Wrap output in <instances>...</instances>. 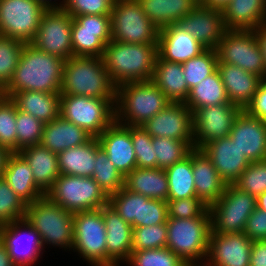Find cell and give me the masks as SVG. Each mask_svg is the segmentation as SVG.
<instances>
[{
	"instance_id": "obj_1",
	"label": "cell",
	"mask_w": 266,
	"mask_h": 266,
	"mask_svg": "<svg viewBox=\"0 0 266 266\" xmlns=\"http://www.w3.org/2000/svg\"><path fill=\"white\" fill-rule=\"evenodd\" d=\"M64 61L25 43L18 66L0 94L10 98L21 91L60 93Z\"/></svg>"
},
{
	"instance_id": "obj_2",
	"label": "cell",
	"mask_w": 266,
	"mask_h": 266,
	"mask_svg": "<svg viewBox=\"0 0 266 266\" xmlns=\"http://www.w3.org/2000/svg\"><path fill=\"white\" fill-rule=\"evenodd\" d=\"M158 57L157 44L111 40L102 56L110 80L117 87L126 82L151 81Z\"/></svg>"
},
{
	"instance_id": "obj_3",
	"label": "cell",
	"mask_w": 266,
	"mask_h": 266,
	"mask_svg": "<svg viewBox=\"0 0 266 266\" xmlns=\"http://www.w3.org/2000/svg\"><path fill=\"white\" fill-rule=\"evenodd\" d=\"M60 94L116 99V86L102 57L72 56L64 61Z\"/></svg>"
},
{
	"instance_id": "obj_4",
	"label": "cell",
	"mask_w": 266,
	"mask_h": 266,
	"mask_svg": "<svg viewBox=\"0 0 266 266\" xmlns=\"http://www.w3.org/2000/svg\"><path fill=\"white\" fill-rule=\"evenodd\" d=\"M172 101L152 81L126 82L116 87V122L142 126Z\"/></svg>"
},
{
	"instance_id": "obj_5",
	"label": "cell",
	"mask_w": 266,
	"mask_h": 266,
	"mask_svg": "<svg viewBox=\"0 0 266 266\" xmlns=\"http://www.w3.org/2000/svg\"><path fill=\"white\" fill-rule=\"evenodd\" d=\"M166 225V247L187 265L202 266L207 257L208 242L212 231L209 208L200 217L168 218Z\"/></svg>"
},
{
	"instance_id": "obj_6",
	"label": "cell",
	"mask_w": 266,
	"mask_h": 266,
	"mask_svg": "<svg viewBox=\"0 0 266 266\" xmlns=\"http://www.w3.org/2000/svg\"><path fill=\"white\" fill-rule=\"evenodd\" d=\"M73 216L45 195L26 205L24 218L40 234L44 250L50 245L72 251Z\"/></svg>"
},
{
	"instance_id": "obj_7",
	"label": "cell",
	"mask_w": 266,
	"mask_h": 266,
	"mask_svg": "<svg viewBox=\"0 0 266 266\" xmlns=\"http://www.w3.org/2000/svg\"><path fill=\"white\" fill-rule=\"evenodd\" d=\"M116 99L61 94L60 116L98 137L116 121Z\"/></svg>"
},
{
	"instance_id": "obj_8",
	"label": "cell",
	"mask_w": 266,
	"mask_h": 266,
	"mask_svg": "<svg viewBox=\"0 0 266 266\" xmlns=\"http://www.w3.org/2000/svg\"><path fill=\"white\" fill-rule=\"evenodd\" d=\"M46 196L72 213L101 209L109 197L92 177L60 174Z\"/></svg>"
},
{
	"instance_id": "obj_9",
	"label": "cell",
	"mask_w": 266,
	"mask_h": 266,
	"mask_svg": "<svg viewBox=\"0 0 266 266\" xmlns=\"http://www.w3.org/2000/svg\"><path fill=\"white\" fill-rule=\"evenodd\" d=\"M73 252L92 266H108L106 228L101 209L74 213Z\"/></svg>"
},
{
	"instance_id": "obj_10",
	"label": "cell",
	"mask_w": 266,
	"mask_h": 266,
	"mask_svg": "<svg viewBox=\"0 0 266 266\" xmlns=\"http://www.w3.org/2000/svg\"><path fill=\"white\" fill-rule=\"evenodd\" d=\"M110 16L111 40L157 44L159 28L145 15L137 0H114Z\"/></svg>"
},
{
	"instance_id": "obj_11",
	"label": "cell",
	"mask_w": 266,
	"mask_h": 266,
	"mask_svg": "<svg viewBox=\"0 0 266 266\" xmlns=\"http://www.w3.org/2000/svg\"><path fill=\"white\" fill-rule=\"evenodd\" d=\"M257 208L256 197L227 184L222 196L209 207L211 233H242Z\"/></svg>"
},
{
	"instance_id": "obj_12",
	"label": "cell",
	"mask_w": 266,
	"mask_h": 266,
	"mask_svg": "<svg viewBox=\"0 0 266 266\" xmlns=\"http://www.w3.org/2000/svg\"><path fill=\"white\" fill-rule=\"evenodd\" d=\"M218 63H229L262 77L265 64L253 30L227 29L216 48Z\"/></svg>"
},
{
	"instance_id": "obj_13",
	"label": "cell",
	"mask_w": 266,
	"mask_h": 266,
	"mask_svg": "<svg viewBox=\"0 0 266 266\" xmlns=\"http://www.w3.org/2000/svg\"><path fill=\"white\" fill-rule=\"evenodd\" d=\"M44 12L34 0H0V35L31 43Z\"/></svg>"
},
{
	"instance_id": "obj_14",
	"label": "cell",
	"mask_w": 266,
	"mask_h": 266,
	"mask_svg": "<svg viewBox=\"0 0 266 266\" xmlns=\"http://www.w3.org/2000/svg\"><path fill=\"white\" fill-rule=\"evenodd\" d=\"M72 23L73 17L64 9L45 10L31 44L66 61L73 56Z\"/></svg>"
},
{
	"instance_id": "obj_15",
	"label": "cell",
	"mask_w": 266,
	"mask_h": 266,
	"mask_svg": "<svg viewBox=\"0 0 266 266\" xmlns=\"http://www.w3.org/2000/svg\"><path fill=\"white\" fill-rule=\"evenodd\" d=\"M241 110L239 106L231 103L196 109L193 112L194 148L202 149L211 141L228 137Z\"/></svg>"
},
{
	"instance_id": "obj_16",
	"label": "cell",
	"mask_w": 266,
	"mask_h": 266,
	"mask_svg": "<svg viewBox=\"0 0 266 266\" xmlns=\"http://www.w3.org/2000/svg\"><path fill=\"white\" fill-rule=\"evenodd\" d=\"M71 37L73 56L102 57L111 41V16H74Z\"/></svg>"
},
{
	"instance_id": "obj_17",
	"label": "cell",
	"mask_w": 266,
	"mask_h": 266,
	"mask_svg": "<svg viewBox=\"0 0 266 266\" xmlns=\"http://www.w3.org/2000/svg\"><path fill=\"white\" fill-rule=\"evenodd\" d=\"M0 241L15 266H33L43 255L40 234L25 218L0 226Z\"/></svg>"
},
{
	"instance_id": "obj_18",
	"label": "cell",
	"mask_w": 266,
	"mask_h": 266,
	"mask_svg": "<svg viewBox=\"0 0 266 266\" xmlns=\"http://www.w3.org/2000/svg\"><path fill=\"white\" fill-rule=\"evenodd\" d=\"M142 128L151 137L193 141V112L183 102H172Z\"/></svg>"
},
{
	"instance_id": "obj_19",
	"label": "cell",
	"mask_w": 266,
	"mask_h": 266,
	"mask_svg": "<svg viewBox=\"0 0 266 266\" xmlns=\"http://www.w3.org/2000/svg\"><path fill=\"white\" fill-rule=\"evenodd\" d=\"M253 241L244 233H211L202 266H249Z\"/></svg>"
},
{
	"instance_id": "obj_20",
	"label": "cell",
	"mask_w": 266,
	"mask_h": 266,
	"mask_svg": "<svg viewBox=\"0 0 266 266\" xmlns=\"http://www.w3.org/2000/svg\"><path fill=\"white\" fill-rule=\"evenodd\" d=\"M206 49L216 50L227 30L221 9L199 4L178 23Z\"/></svg>"
},
{
	"instance_id": "obj_21",
	"label": "cell",
	"mask_w": 266,
	"mask_h": 266,
	"mask_svg": "<svg viewBox=\"0 0 266 266\" xmlns=\"http://www.w3.org/2000/svg\"><path fill=\"white\" fill-rule=\"evenodd\" d=\"M229 137L250 162L266 159V126L245 109L237 115Z\"/></svg>"
},
{
	"instance_id": "obj_22",
	"label": "cell",
	"mask_w": 266,
	"mask_h": 266,
	"mask_svg": "<svg viewBox=\"0 0 266 266\" xmlns=\"http://www.w3.org/2000/svg\"><path fill=\"white\" fill-rule=\"evenodd\" d=\"M97 139L109 160L124 177L137 167L130 126L121 125L115 121Z\"/></svg>"
},
{
	"instance_id": "obj_23",
	"label": "cell",
	"mask_w": 266,
	"mask_h": 266,
	"mask_svg": "<svg viewBox=\"0 0 266 266\" xmlns=\"http://www.w3.org/2000/svg\"><path fill=\"white\" fill-rule=\"evenodd\" d=\"M157 45L159 58L176 63H184L206 49L178 23L159 29Z\"/></svg>"
},
{
	"instance_id": "obj_24",
	"label": "cell",
	"mask_w": 266,
	"mask_h": 266,
	"mask_svg": "<svg viewBox=\"0 0 266 266\" xmlns=\"http://www.w3.org/2000/svg\"><path fill=\"white\" fill-rule=\"evenodd\" d=\"M202 150L226 184H233L251 163L229 136L207 143Z\"/></svg>"
},
{
	"instance_id": "obj_25",
	"label": "cell",
	"mask_w": 266,
	"mask_h": 266,
	"mask_svg": "<svg viewBox=\"0 0 266 266\" xmlns=\"http://www.w3.org/2000/svg\"><path fill=\"white\" fill-rule=\"evenodd\" d=\"M102 215L106 228L108 266H120L133 251V227L108 204L102 207Z\"/></svg>"
},
{
	"instance_id": "obj_26",
	"label": "cell",
	"mask_w": 266,
	"mask_h": 266,
	"mask_svg": "<svg viewBox=\"0 0 266 266\" xmlns=\"http://www.w3.org/2000/svg\"><path fill=\"white\" fill-rule=\"evenodd\" d=\"M192 172L196 196L208 207L218 201L227 184L202 149H192Z\"/></svg>"
},
{
	"instance_id": "obj_27",
	"label": "cell",
	"mask_w": 266,
	"mask_h": 266,
	"mask_svg": "<svg viewBox=\"0 0 266 266\" xmlns=\"http://www.w3.org/2000/svg\"><path fill=\"white\" fill-rule=\"evenodd\" d=\"M217 70L229 102L246 109L261 84V77L229 63H218Z\"/></svg>"
},
{
	"instance_id": "obj_28",
	"label": "cell",
	"mask_w": 266,
	"mask_h": 266,
	"mask_svg": "<svg viewBox=\"0 0 266 266\" xmlns=\"http://www.w3.org/2000/svg\"><path fill=\"white\" fill-rule=\"evenodd\" d=\"M2 177L26 205L46 195L35 184L32 169L18 152L8 156Z\"/></svg>"
},
{
	"instance_id": "obj_29",
	"label": "cell",
	"mask_w": 266,
	"mask_h": 266,
	"mask_svg": "<svg viewBox=\"0 0 266 266\" xmlns=\"http://www.w3.org/2000/svg\"><path fill=\"white\" fill-rule=\"evenodd\" d=\"M92 136L83 128L58 116L51 122L45 123L40 144L53 153L77 147L88 142Z\"/></svg>"
},
{
	"instance_id": "obj_30",
	"label": "cell",
	"mask_w": 266,
	"mask_h": 266,
	"mask_svg": "<svg viewBox=\"0 0 266 266\" xmlns=\"http://www.w3.org/2000/svg\"><path fill=\"white\" fill-rule=\"evenodd\" d=\"M18 153L32 169L35 184L46 194L60 175L57 154L41 144L25 147Z\"/></svg>"
},
{
	"instance_id": "obj_31",
	"label": "cell",
	"mask_w": 266,
	"mask_h": 266,
	"mask_svg": "<svg viewBox=\"0 0 266 266\" xmlns=\"http://www.w3.org/2000/svg\"><path fill=\"white\" fill-rule=\"evenodd\" d=\"M222 12L226 29L253 30L266 23V0H231Z\"/></svg>"
},
{
	"instance_id": "obj_32",
	"label": "cell",
	"mask_w": 266,
	"mask_h": 266,
	"mask_svg": "<svg viewBox=\"0 0 266 266\" xmlns=\"http://www.w3.org/2000/svg\"><path fill=\"white\" fill-rule=\"evenodd\" d=\"M124 187L150 199H168L169 186L165 169L136 167L124 178Z\"/></svg>"
},
{
	"instance_id": "obj_33",
	"label": "cell",
	"mask_w": 266,
	"mask_h": 266,
	"mask_svg": "<svg viewBox=\"0 0 266 266\" xmlns=\"http://www.w3.org/2000/svg\"><path fill=\"white\" fill-rule=\"evenodd\" d=\"M10 98L18 110L32 115L44 124L60 115V93L21 91L14 93Z\"/></svg>"
},
{
	"instance_id": "obj_34",
	"label": "cell",
	"mask_w": 266,
	"mask_h": 266,
	"mask_svg": "<svg viewBox=\"0 0 266 266\" xmlns=\"http://www.w3.org/2000/svg\"><path fill=\"white\" fill-rule=\"evenodd\" d=\"M99 141L92 137L83 145L66 149L57 154L60 174L92 177Z\"/></svg>"
},
{
	"instance_id": "obj_35",
	"label": "cell",
	"mask_w": 266,
	"mask_h": 266,
	"mask_svg": "<svg viewBox=\"0 0 266 266\" xmlns=\"http://www.w3.org/2000/svg\"><path fill=\"white\" fill-rule=\"evenodd\" d=\"M172 102H185L189 88L184 78L182 63L157 57L151 80Z\"/></svg>"
},
{
	"instance_id": "obj_36",
	"label": "cell",
	"mask_w": 266,
	"mask_h": 266,
	"mask_svg": "<svg viewBox=\"0 0 266 266\" xmlns=\"http://www.w3.org/2000/svg\"><path fill=\"white\" fill-rule=\"evenodd\" d=\"M150 21L159 29L177 24L198 4L197 0H137Z\"/></svg>"
},
{
	"instance_id": "obj_37",
	"label": "cell",
	"mask_w": 266,
	"mask_h": 266,
	"mask_svg": "<svg viewBox=\"0 0 266 266\" xmlns=\"http://www.w3.org/2000/svg\"><path fill=\"white\" fill-rule=\"evenodd\" d=\"M223 103L230 102L218 70L202 79L195 87H192L184 102L192 112L198 108Z\"/></svg>"
},
{
	"instance_id": "obj_38",
	"label": "cell",
	"mask_w": 266,
	"mask_h": 266,
	"mask_svg": "<svg viewBox=\"0 0 266 266\" xmlns=\"http://www.w3.org/2000/svg\"><path fill=\"white\" fill-rule=\"evenodd\" d=\"M168 178V199L197 197L192 172V150L180 162L165 169Z\"/></svg>"
},
{
	"instance_id": "obj_39",
	"label": "cell",
	"mask_w": 266,
	"mask_h": 266,
	"mask_svg": "<svg viewBox=\"0 0 266 266\" xmlns=\"http://www.w3.org/2000/svg\"><path fill=\"white\" fill-rule=\"evenodd\" d=\"M152 146L157 160V168L167 169L187 157L194 148V143L193 141L152 137Z\"/></svg>"
},
{
	"instance_id": "obj_40",
	"label": "cell",
	"mask_w": 266,
	"mask_h": 266,
	"mask_svg": "<svg viewBox=\"0 0 266 266\" xmlns=\"http://www.w3.org/2000/svg\"><path fill=\"white\" fill-rule=\"evenodd\" d=\"M92 178L98 183L109 197L124 187V176L109 160L107 154L100 148L95 155Z\"/></svg>"
},
{
	"instance_id": "obj_41",
	"label": "cell",
	"mask_w": 266,
	"mask_h": 266,
	"mask_svg": "<svg viewBox=\"0 0 266 266\" xmlns=\"http://www.w3.org/2000/svg\"><path fill=\"white\" fill-rule=\"evenodd\" d=\"M108 205L112 207L119 216L131 224L132 227L140 226L142 211V195L129 191L125 187L117 193L109 196Z\"/></svg>"
},
{
	"instance_id": "obj_42",
	"label": "cell",
	"mask_w": 266,
	"mask_h": 266,
	"mask_svg": "<svg viewBox=\"0 0 266 266\" xmlns=\"http://www.w3.org/2000/svg\"><path fill=\"white\" fill-rule=\"evenodd\" d=\"M218 55L214 49H205L201 54L182 63L184 78L189 90L202 79L217 70Z\"/></svg>"
},
{
	"instance_id": "obj_43",
	"label": "cell",
	"mask_w": 266,
	"mask_h": 266,
	"mask_svg": "<svg viewBox=\"0 0 266 266\" xmlns=\"http://www.w3.org/2000/svg\"><path fill=\"white\" fill-rule=\"evenodd\" d=\"M25 43L0 35V92L11 80Z\"/></svg>"
},
{
	"instance_id": "obj_44",
	"label": "cell",
	"mask_w": 266,
	"mask_h": 266,
	"mask_svg": "<svg viewBox=\"0 0 266 266\" xmlns=\"http://www.w3.org/2000/svg\"><path fill=\"white\" fill-rule=\"evenodd\" d=\"M124 264L130 266H189L167 247L133 250Z\"/></svg>"
},
{
	"instance_id": "obj_45",
	"label": "cell",
	"mask_w": 266,
	"mask_h": 266,
	"mask_svg": "<svg viewBox=\"0 0 266 266\" xmlns=\"http://www.w3.org/2000/svg\"><path fill=\"white\" fill-rule=\"evenodd\" d=\"M16 152L41 142L44 123L32 115L17 109Z\"/></svg>"
},
{
	"instance_id": "obj_46",
	"label": "cell",
	"mask_w": 266,
	"mask_h": 266,
	"mask_svg": "<svg viewBox=\"0 0 266 266\" xmlns=\"http://www.w3.org/2000/svg\"><path fill=\"white\" fill-rule=\"evenodd\" d=\"M16 104L9 97L0 94V146L11 153L16 152Z\"/></svg>"
},
{
	"instance_id": "obj_47",
	"label": "cell",
	"mask_w": 266,
	"mask_h": 266,
	"mask_svg": "<svg viewBox=\"0 0 266 266\" xmlns=\"http://www.w3.org/2000/svg\"><path fill=\"white\" fill-rule=\"evenodd\" d=\"M233 185L256 198L264 193L266 191V159L251 162Z\"/></svg>"
},
{
	"instance_id": "obj_48",
	"label": "cell",
	"mask_w": 266,
	"mask_h": 266,
	"mask_svg": "<svg viewBox=\"0 0 266 266\" xmlns=\"http://www.w3.org/2000/svg\"><path fill=\"white\" fill-rule=\"evenodd\" d=\"M26 204L0 176V226L23 219Z\"/></svg>"
},
{
	"instance_id": "obj_49",
	"label": "cell",
	"mask_w": 266,
	"mask_h": 266,
	"mask_svg": "<svg viewBox=\"0 0 266 266\" xmlns=\"http://www.w3.org/2000/svg\"><path fill=\"white\" fill-rule=\"evenodd\" d=\"M167 225H149L133 228V250L160 249L166 247Z\"/></svg>"
},
{
	"instance_id": "obj_50",
	"label": "cell",
	"mask_w": 266,
	"mask_h": 266,
	"mask_svg": "<svg viewBox=\"0 0 266 266\" xmlns=\"http://www.w3.org/2000/svg\"><path fill=\"white\" fill-rule=\"evenodd\" d=\"M131 141L136 155L138 168H157L152 137L142 126H130Z\"/></svg>"
},
{
	"instance_id": "obj_51",
	"label": "cell",
	"mask_w": 266,
	"mask_h": 266,
	"mask_svg": "<svg viewBox=\"0 0 266 266\" xmlns=\"http://www.w3.org/2000/svg\"><path fill=\"white\" fill-rule=\"evenodd\" d=\"M209 207L198 197L167 199L168 218L190 219L200 217Z\"/></svg>"
},
{
	"instance_id": "obj_52",
	"label": "cell",
	"mask_w": 266,
	"mask_h": 266,
	"mask_svg": "<svg viewBox=\"0 0 266 266\" xmlns=\"http://www.w3.org/2000/svg\"><path fill=\"white\" fill-rule=\"evenodd\" d=\"M114 0H66L64 10L72 17L79 15H111Z\"/></svg>"
},
{
	"instance_id": "obj_53",
	"label": "cell",
	"mask_w": 266,
	"mask_h": 266,
	"mask_svg": "<svg viewBox=\"0 0 266 266\" xmlns=\"http://www.w3.org/2000/svg\"><path fill=\"white\" fill-rule=\"evenodd\" d=\"M167 219V201L150 199L142 195L140 226L165 224Z\"/></svg>"
},
{
	"instance_id": "obj_54",
	"label": "cell",
	"mask_w": 266,
	"mask_h": 266,
	"mask_svg": "<svg viewBox=\"0 0 266 266\" xmlns=\"http://www.w3.org/2000/svg\"><path fill=\"white\" fill-rule=\"evenodd\" d=\"M244 233L252 240H266V211L256 208L247 219Z\"/></svg>"
},
{
	"instance_id": "obj_55",
	"label": "cell",
	"mask_w": 266,
	"mask_h": 266,
	"mask_svg": "<svg viewBox=\"0 0 266 266\" xmlns=\"http://www.w3.org/2000/svg\"><path fill=\"white\" fill-rule=\"evenodd\" d=\"M245 110L259 119L266 116V75L261 77V84Z\"/></svg>"
},
{
	"instance_id": "obj_56",
	"label": "cell",
	"mask_w": 266,
	"mask_h": 266,
	"mask_svg": "<svg viewBox=\"0 0 266 266\" xmlns=\"http://www.w3.org/2000/svg\"><path fill=\"white\" fill-rule=\"evenodd\" d=\"M249 266H266V240L253 241Z\"/></svg>"
},
{
	"instance_id": "obj_57",
	"label": "cell",
	"mask_w": 266,
	"mask_h": 266,
	"mask_svg": "<svg viewBox=\"0 0 266 266\" xmlns=\"http://www.w3.org/2000/svg\"><path fill=\"white\" fill-rule=\"evenodd\" d=\"M255 37L257 39V43L259 45L260 51L263 56L265 71L264 75H266V23L261 24L258 28L253 29Z\"/></svg>"
},
{
	"instance_id": "obj_58",
	"label": "cell",
	"mask_w": 266,
	"mask_h": 266,
	"mask_svg": "<svg viewBox=\"0 0 266 266\" xmlns=\"http://www.w3.org/2000/svg\"><path fill=\"white\" fill-rule=\"evenodd\" d=\"M38 4H40L45 10H60L64 9L66 6V0H62L59 2H56L57 0H34Z\"/></svg>"
},
{
	"instance_id": "obj_59",
	"label": "cell",
	"mask_w": 266,
	"mask_h": 266,
	"mask_svg": "<svg viewBox=\"0 0 266 266\" xmlns=\"http://www.w3.org/2000/svg\"><path fill=\"white\" fill-rule=\"evenodd\" d=\"M231 0H197L204 7L223 9Z\"/></svg>"
},
{
	"instance_id": "obj_60",
	"label": "cell",
	"mask_w": 266,
	"mask_h": 266,
	"mask_svg": "<svg viewBox=\"0 0 266 266\" xmlns=\"http://www.w3.org/2000/svg\"><path fill=\"white\" fill-rule=\"evenodd\" d=\"M0 266H15L5 245L0 241Z\"/></svg>"
},
{
	"instance_id": "obj_61",
	"label": "cell",
	"mask_w": 266,
	"mask_h": 266,
	"mask_svg": "<svg viewBox=\"0 0 266 266\" xmlns=\"http://www.w3.org/2000/svg\"><path fill=\"white\" fill-rule=\"evenodd\" d=\"M10 154L11 152L7 148L0 146V176H2V173L5 170L6 161Z\"/></svg>"
},
{
	"instance_id": "obj_62",
	"label": "cell",
	"mask_w": 266,
	"mask_h": 266,
	"mask_svg": "<svg viewBox=\"0 0 266 266\" xmlns=\"http://www.w3.org/2000/svg\"><path fill=\"white\" fill-rule=\"evenodd\" d=\"M257 208L266 211V191L256 198Z\"/></svg>"
},
{
	"instance_id": "obj_63",
	"label": "cell",
	"mask_w": 266,
	"mask_h": 266,
	"mask_svg": "<svg viewBox=\"0 0 266 266\" xmlns=\"http://www.w3.org/2000/svg\"><path fill=\"white\" fill-rule=\"evenodd\" d=\"M264 125L266 126V116L263 118Z\"/></svg>"
}]
</instances>
